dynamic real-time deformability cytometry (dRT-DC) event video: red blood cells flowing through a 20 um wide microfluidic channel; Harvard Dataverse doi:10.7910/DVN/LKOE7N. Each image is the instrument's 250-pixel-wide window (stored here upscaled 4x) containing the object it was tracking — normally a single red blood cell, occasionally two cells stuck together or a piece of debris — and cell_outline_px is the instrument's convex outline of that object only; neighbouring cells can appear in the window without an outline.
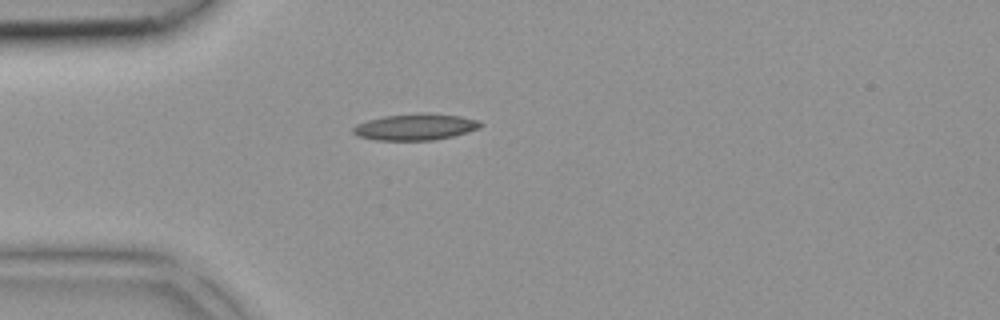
{"species": "common noctule bat (a hibernating species)", "species_latin": "Nyctalus noctula", "temperature_condition": "room temperature", "stored_images_in_passage": 29, "camera_frame_rate_fps": 3000, "um_per_image_px": 0.085, "animal": {"sex": "female", "body_mass_g": 18.4}, "frame": {"image": 1, "passage_image": 2, "time_ms": 0.333, "image_size_px": [1000, 320], "cell_outline_px": [[484, 124], [480, 128], [452, 136], [432, 140], [376, 140], [356, 136], [352, 132], [352, 128], [356, 124], [368, 120], [384, 116], [428, 112], [460, 116], [480, 120]], "centroid_in_image_um": [35.31, 10.78], "position_along_channel_um": 49.7, "area_um2": 19.71}}
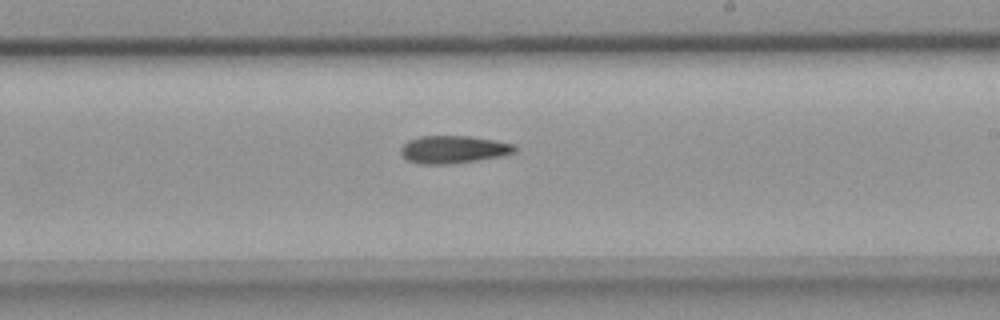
{"frame": {"image": 2, "passage_image": 15, "time_ms": 4.667, "image_size_px": [1000, 320], "cell_outline_px": [[516, 152], [500, 156], [476, 160], [448, 164], [420, 164], [408, 160], [400, 152], [400, 148], [408, 140], [420, 136], [472, 136], [512, 144], [516, 148]], "centroid_in_image_um": [38.5, 12.7], "position_along_channel_um": 250.5, "area_um2": 18.15}}
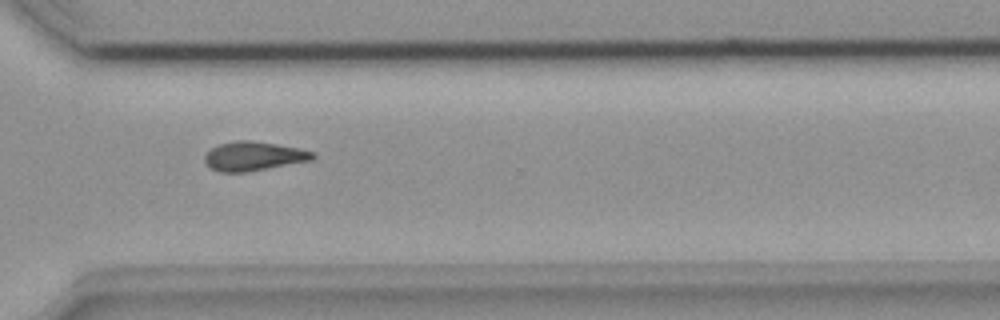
{"frame": {"image": 3, "passage_image": 21, "time_ms": 6.667, "image_size_px": [1000, 320], "cell_outline_px": [[316, 156], [312, 160], [248, 172], [220, 172], [212, 168], [204, 160], [204, 156], [212, 148], [220, 144], [236, 140], [252, 140], [300, 148], [316, 152]], "centroid_in_image_um": [21.6, 13.27], "position_along_channel_um": 349.0, "area_um2": 18.32}}